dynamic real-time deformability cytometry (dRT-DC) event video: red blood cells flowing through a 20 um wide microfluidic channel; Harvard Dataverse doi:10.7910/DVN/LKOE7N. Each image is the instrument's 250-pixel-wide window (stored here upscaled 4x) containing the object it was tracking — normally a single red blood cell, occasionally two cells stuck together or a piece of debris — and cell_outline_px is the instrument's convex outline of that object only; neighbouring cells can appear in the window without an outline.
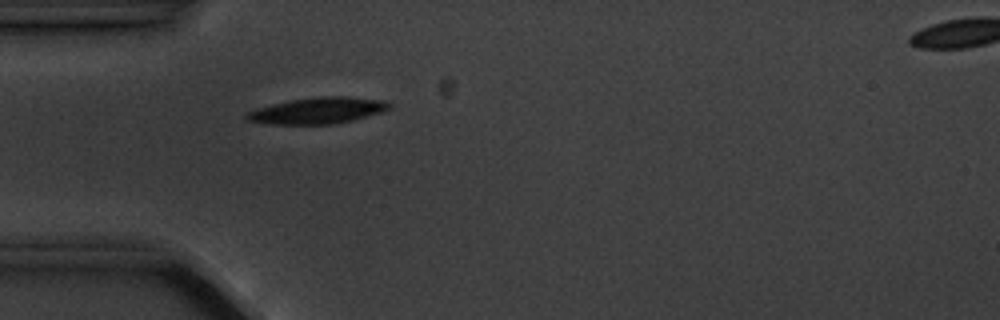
{"species": "common noctule bat (a hibernating species)", "species_latin": "Nyctalus noctula", "temperature_condition": "cold", "stored_images_in_passage": 5, "camera_frame_rate_fps": 3000, "um_per_image_px": 0.085, "animal": {"sex": "male", "body_mass_g": 20.1, "forearm_length_mm": 53.5}, "frame": {"image": 1, "passage_image": 4, "time_ms": 4.333, "image_size_px": [1000, 320], "cell_outline_px": [[392, 108], [384, 112], [352, 120], [332, 124], [272, 124], [244, 120], [244, 112], [256, 108], [288, 100], [320, 96], [348, 96], [384, 100], [392, 104]], "centroid_in_image_um": [27.0, 9.39], "position_along_channel_um": 58.0, "area_um2": 22.2}}